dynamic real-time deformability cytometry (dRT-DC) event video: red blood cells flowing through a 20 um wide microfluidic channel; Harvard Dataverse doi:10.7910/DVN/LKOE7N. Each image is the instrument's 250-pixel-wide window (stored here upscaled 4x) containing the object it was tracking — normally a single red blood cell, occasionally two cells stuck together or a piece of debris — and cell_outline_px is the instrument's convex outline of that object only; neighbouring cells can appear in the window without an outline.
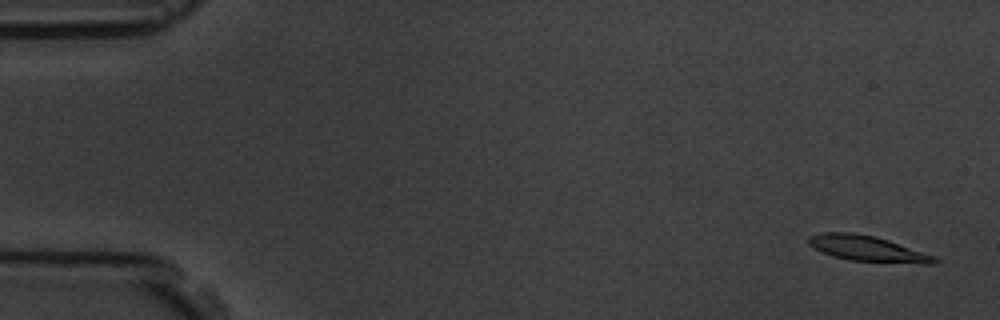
{"species": "common noctule bat (a hibernating species)", "species_latin": "Nyctalus noctula", "temperature_condition": "room temperature", "stored_images_in_passage": 10, "camera_frame_rate_fps": 3000, "um_per_image_px": 0.085, "animal": {"sex": "male", "body_mass_g": 19.5, "forearm_length_mm": 54.6}, "frame": {"image": 1, "passage_image": 1, "time_ms": 0.0, "image_size_px": [1000, 320], "cell_outline_px": [[940, 260], [936, 264], [924, 264], [848, 260], [832, 256], [820, 252], [808, 244], [808, 236], [820, 232], [852, 232], [876, 236], [936, 256]], "centroid_in_image_um": [73.73, 21.13], "position_along_channel_um": 11.3, "area_um2": 19.07}}
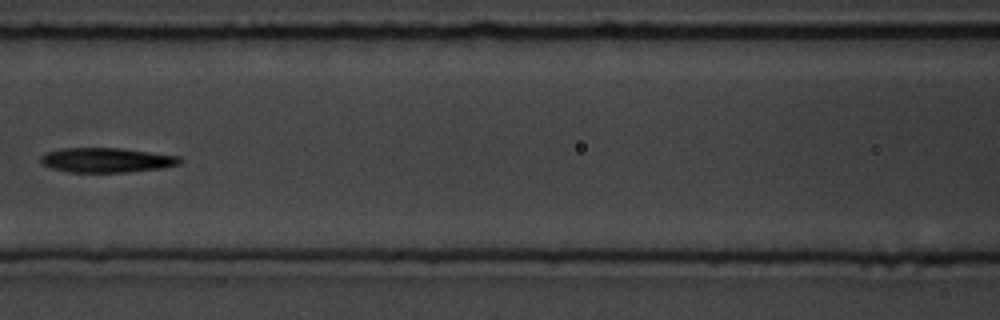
{"frame": {"image": 2, "passage_image": 7, "time_ms": 7.667, "image_size_px": [1000, 320], "cell_outline_px": [[180, 164], [160, 168], [124, 172], [68, 172], [52, 168], [40, 164], [40, 156], [48, 152], [64, 148], [120, 148], [180, 156]], "centroid_in_image_um": [9.02, 13.61], "position_along_channel_um": 157.6, "area_um2": 19.83}}